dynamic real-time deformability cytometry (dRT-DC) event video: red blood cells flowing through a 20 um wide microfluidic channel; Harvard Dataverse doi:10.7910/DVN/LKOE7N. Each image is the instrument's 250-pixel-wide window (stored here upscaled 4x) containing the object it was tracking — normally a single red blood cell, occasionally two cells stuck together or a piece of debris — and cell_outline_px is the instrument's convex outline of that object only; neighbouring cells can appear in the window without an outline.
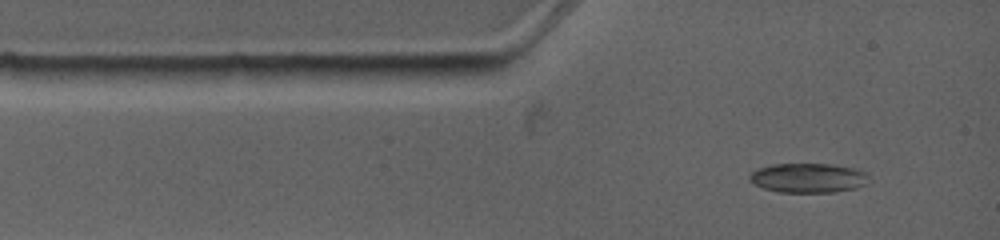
{"species": "common noctule bat (a hibernating species)", "species_latin": "Nyctalus noctula", "temperature_condition": "warm", "stored_images_in_passage": 2, "camera_frame_rate_fps": 4500, "um_per_image_px": 0.085, "animal": {"sex": "female", "body_mass_g": 19.0, "forearm_length_mm": 53.3}, "frame": {"image": 1, "passage_image": 1, "time_ms": 0.0, "image_size_px": [1000, 240], "cell_outline_px": [[868, 184], [856, 188], [836, 192], [780, 192], [764, 188], [748, 180], [748, 176], [752, 172], [760, 168], [772, 164], [832, 164], [852, 168], [864, 172], [868, 176]], "centroid_in_image_um": [68.71, 15.13], "position_along_channel_um": 16.3, "area_um2": 20.4}}
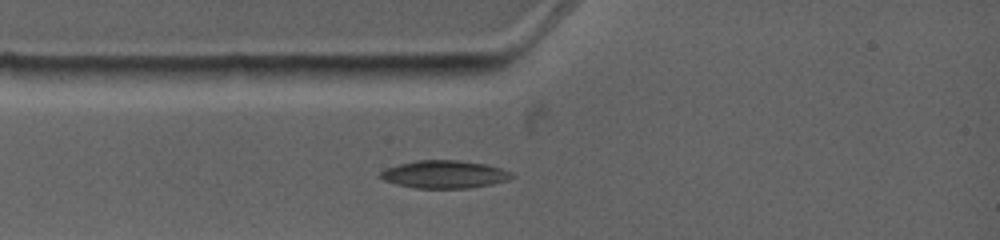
{"frame": {"image": 2, "passage_image": 2, "time_ms": 1.333, "image_size_px": [1000, 240], "cell_outline_px": [[516, 176], [508, 180], [492, 184], [468, 188], [416, 188], [396, 184], [384, 180], [380, 176], [380, 172], [388, 168], [400, 164], [416, 160], [456, 160], [488, 164], [512, 172]], "centroid_in_image_um": [37.83, 14.82], "position_along_channel_um": 47.2, "area_um2": 21.21}}